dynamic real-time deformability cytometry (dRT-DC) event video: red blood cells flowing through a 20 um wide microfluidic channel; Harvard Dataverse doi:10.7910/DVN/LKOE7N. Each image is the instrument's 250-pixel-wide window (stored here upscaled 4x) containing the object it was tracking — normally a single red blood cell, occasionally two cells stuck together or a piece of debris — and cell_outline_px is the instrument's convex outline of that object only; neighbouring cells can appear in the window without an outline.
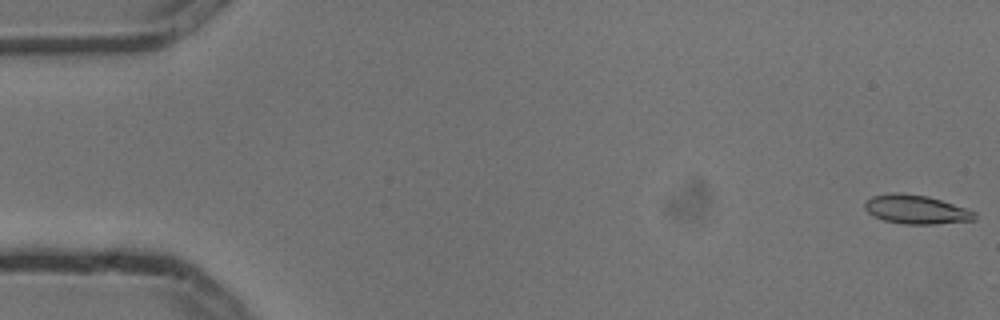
{"species": "common noctule bat (a hibernating species)", "species_latin": "Nyctalus noctula", "temperature_condition": "cold", "stored_images_in_passage": 5, "camera_frame_rate_fps": 3000, "um_per_image_px": 0.085, "animal": {"sex": "male", "body_mass_g": 13.3}, "frame": {"image": 1, "passage_image": 1, "time_ms": 0.0, "image_size_px": [1000, 320], "cell_outline_px": [[976, 220], [936, 224], [904, 224], [884, 220], [872, 216], [864, 208], [864, 204], [872, 196], [888, 192], [900, 192], [928, 196], [968, 208], [976, 212]], "centroid_in_image_um": [77.89, 17.8], "position_along_channel_um": 7.1, "area_um2": 18.79}}
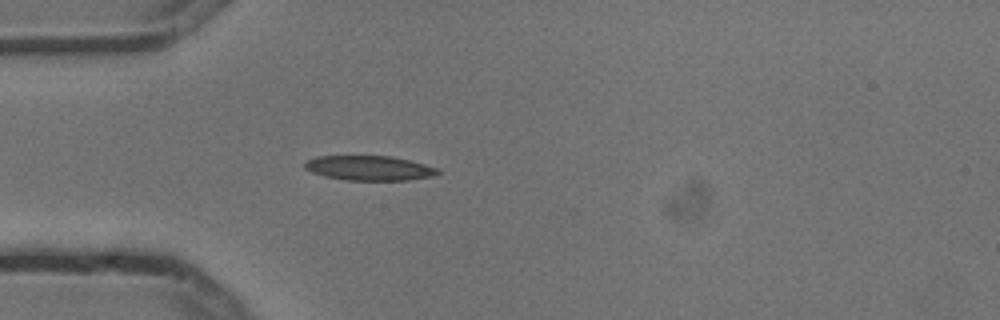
{"frame": {"image": 2, "passage_image": 5, "time_ms": 1.333, "image_size_px": [1000, 320], "cell_outline_px": [[440, 172], [432, 176], [408, 180], [348, 180], [324, 176], [312, 172], [304, 168], [304, 164], [308, 160], [316, 156], [392, 156], [440, 168]], "centroid_in_image_um": [31.39, 14.28], "position_along_channel_um": 53.6, "area_um2": 19.07}}